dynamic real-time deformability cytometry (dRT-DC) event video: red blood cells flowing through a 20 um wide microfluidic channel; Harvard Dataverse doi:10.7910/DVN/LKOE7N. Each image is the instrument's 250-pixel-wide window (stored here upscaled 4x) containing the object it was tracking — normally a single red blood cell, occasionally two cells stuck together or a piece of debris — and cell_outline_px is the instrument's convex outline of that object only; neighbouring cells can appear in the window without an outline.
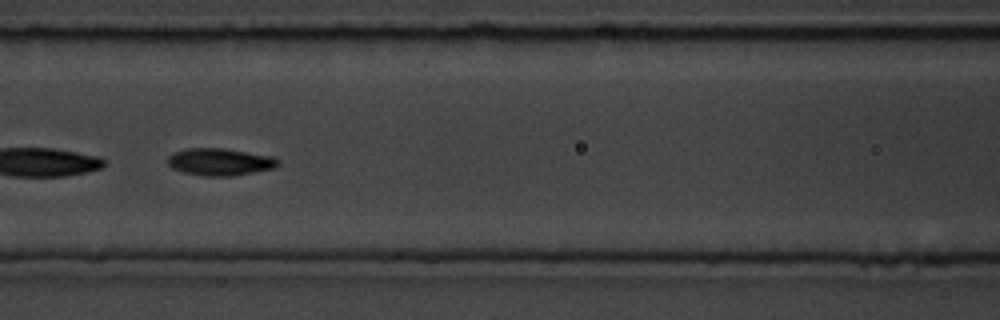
{"species": "common noctule bat (a hibernating species)", "species_latin": "Nyctalus noctula", "temperature_condition": "room temperature", "stored_images_in_passage": 56, "camera_frame_rate_fps": 3000, "um_per_image_px": 0.085, "animal": {"sex": "male", "body_mass_g": 19.5, "forearm_length_mm": 54.6}, "frame": {"image": 1, "passage_image": 25, "time_ms": 8.0, "image_size_px": [1000, 320], "cell_outline_px": [[280, 164], [276, 168], [232, 176], [200, 176], [184, 172], [172, 168], [168, 164], [168, 156], [184, 148], [224, 148], [272, 156], [280, 160]], "centroid_in_image_um": [18.72, 13.76], "position_along_channel_um": 147.9, "area_um2": 17.63}, "authors_computed_cell_mechanics": {"area_um2": 17.7157, "velocity_mm_per_s": 3.517, "shape_relaxation_time_tau1_ms": 2.6891, "shape_relaxation_time_tau2_ms": 2.9357, "deformation_change_tau1": 0.1404, "deformation_change_tau2": 0.0722}}